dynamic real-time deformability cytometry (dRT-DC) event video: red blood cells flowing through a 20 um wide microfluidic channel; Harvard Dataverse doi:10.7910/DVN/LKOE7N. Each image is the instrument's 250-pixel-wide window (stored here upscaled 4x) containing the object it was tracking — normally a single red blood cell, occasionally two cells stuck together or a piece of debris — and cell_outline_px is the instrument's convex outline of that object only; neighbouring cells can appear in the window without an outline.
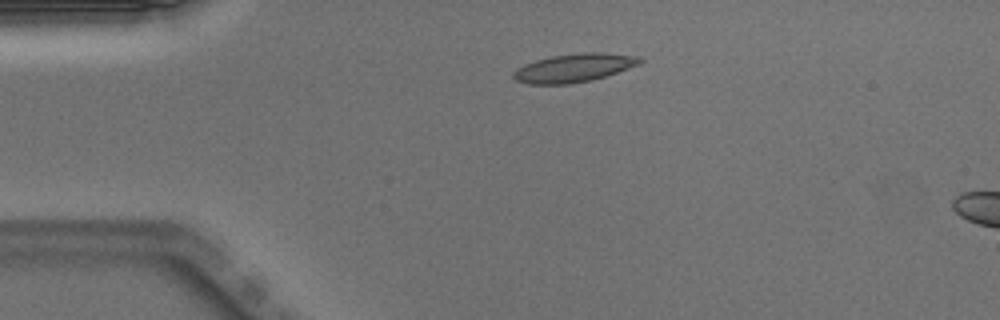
{"species": "Egyptian fruit bat (a non-hibernating species)", "species_latin": "Rousettus aegyptiacus", "temperature_condition": "warm", "stored_images_in_passage": 6, "camera_frame_rate_fps": 3000, "um_per_image_px": 0.085, "animal": {"sex": "male"}, "frame": {"image": 1, "passage_image": 1, "time_ms": 0.0, "image_size_px": [1000, 320], "cell_outline_px": [[644, 60], [640, 64], [592, 80], [572, 84], [528, 84], [516, 80], [512, 76], [512, 72], [516, 68], [524, 64], [536, 60], [552, 56], [584, 52], [604, 52], [640, 56]], "centroid_in_image_um": [48.78, 5.76], "position_along_channel_um": 36.2, "area_um2": 21.04}}